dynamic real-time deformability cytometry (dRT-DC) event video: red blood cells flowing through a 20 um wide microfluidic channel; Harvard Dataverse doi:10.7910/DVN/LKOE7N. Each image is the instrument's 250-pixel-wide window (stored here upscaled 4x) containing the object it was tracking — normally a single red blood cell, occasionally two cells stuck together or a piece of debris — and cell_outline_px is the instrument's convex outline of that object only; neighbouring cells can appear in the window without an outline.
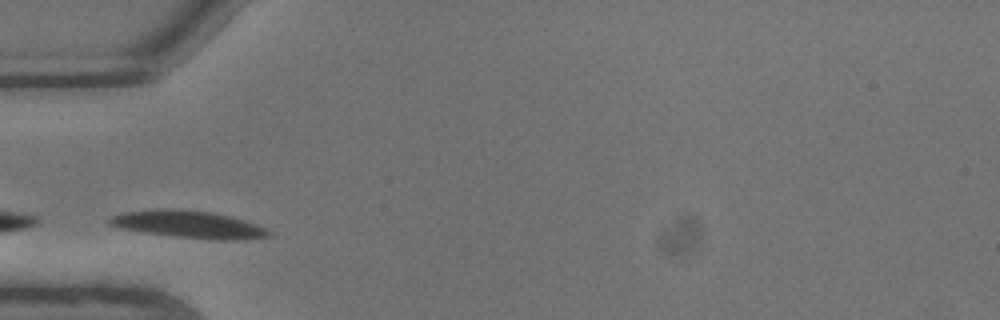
{"species": "common noctule bat (a hibernating species)", "species_latin": "Nyctalus noctula", "temperature_condition": "warm", "stored_images_in_passage": 3, "camera_frame_rate_fps": 3000, "um_per_image_px": 0.085, "animal": {"sex": "male", "body_mass_g": 13.3}, "frame": {"image": 1, "passage_image": 2, "time_ms": 0.333, "image_size_px": [1000, 320], "cell_outline_px": [[272, 236], [236, 240], [216, 240], [176, 236], [144, 232], [120, 228], [108, 224], [108, 216], [124, 212], [156, 208], [180, 208], [212, 212], [244, 220], [268, 228], [272, 232]], "centroid_in_image_um": [16.03, 19.06], "position_along_channel_um": 69.0, "area_um2": 25.61}}
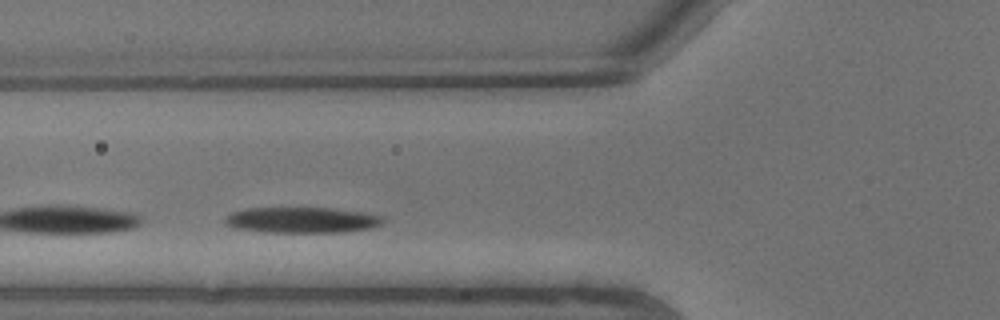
{"frame": {"image": 2, "passage_image": 3, "time_ms": 0.667, "image_size_px": [1000, 320], "cell_outline_px": [[384, 220], [380, 224], [372, 228], [340, 232], [264, 232], [240, 228], [224, 224], [224, 216], [232, 212], [244, 208], [332, 208], [364, 212], [384, 216]], "centroid_in_image_um": [25.66, 18.69], "position_along_channel_um": 100.1, "area_um2": 23.76}}